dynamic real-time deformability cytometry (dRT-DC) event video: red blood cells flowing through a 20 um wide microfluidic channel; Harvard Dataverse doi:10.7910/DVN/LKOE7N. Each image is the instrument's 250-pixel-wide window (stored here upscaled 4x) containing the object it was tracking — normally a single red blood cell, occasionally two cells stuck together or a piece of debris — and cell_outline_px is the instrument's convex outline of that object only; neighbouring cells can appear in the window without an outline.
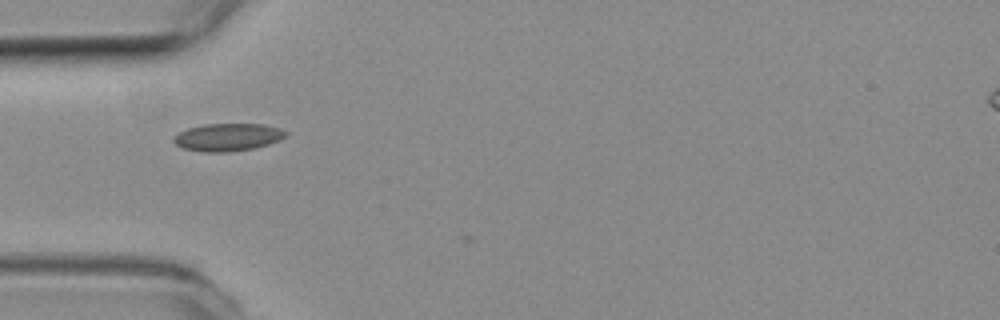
{"species": "common noctule bat (a hibernating species)", "species_latin": "Nyctalus noctula", "temperature_condition": "room temperature", "stored_images_in_passage": 27, "camera_frame_rate_fps": 3000, "um_per_image_px": 0.085, "animal": {"sex": "female", "body_mass_g": 19.3, "forearm_length_mm": 54.1}, "frame": {"image": 1, "passage_image": 1, "time_ms": 0.0, "image_size_px": [1000, 320], "cell_outline_px": [[288, 132], [280, 140], [268, 144], [252, 148], [228, 152], [200, 152], [184, 148], [176, 144], [172, 140], [172, 136], [188, 128], [204, 124], [264, 124], [280, 128]], "centroid_in_image_um": [19.34, 11.66], "position_along_channel_um": 65.7, "area_um2": 18.03}}
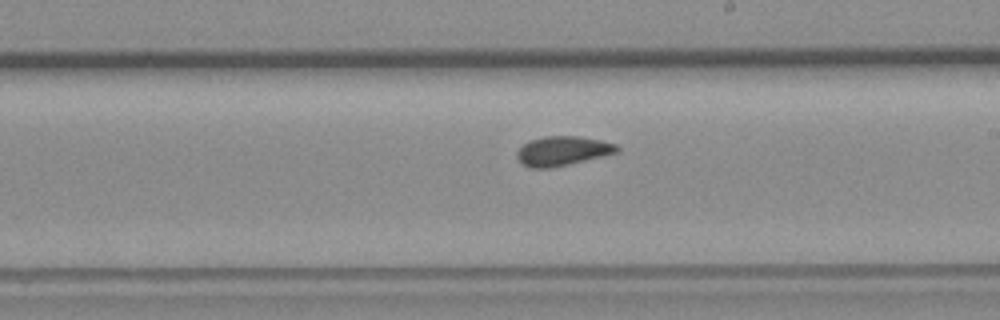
{"frame": {"image": 2, "passage_image": 15, "time_ms": 4.667, "image_size_px": [1000, 320], "cell_outline_px": [[620, 152], [568, 164], [548, 168], [532, 168], [524, 164], [516, 156], [516, 152], [528, 140], [544, 136], [576, 136], [600, 140], [616, 144], [620, 148]], "centroid_in_image_um": [47.83, 12.82], "position_along_channel_um": 241.2, "area_um2": 16.99}}
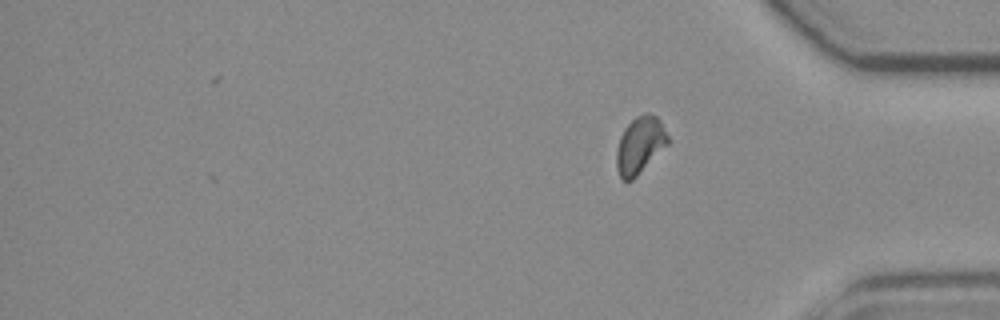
{"frame": {"image": 3, "passage_image": 27, "time_ms": 8.667, "image_size_px": [1000, 320], "cell_outline_px": [[668, 144], [632, 180], [620, 180], [616, 168], [616, 152], [620, 136], [624, 128], [636, 116], [644, 112], [648, 112], [656, 116], [660, 120], [668, 136]], "centroid_in_image_um": [54.37, 12.32], "position_along_channel_um": 380.8, "area_um2": 16.99}, "authors_computed_cell_mechanics": {"area_um2": 16.8198, "velocity_mm_per_s": 3.7569, "shape_relaxation_time_tau1_ms": null, "shape_relaxation_time_tau2_ms": 0.966, "deformation_change_tau1": null, "deformation_change_tau2": 0.0465}}